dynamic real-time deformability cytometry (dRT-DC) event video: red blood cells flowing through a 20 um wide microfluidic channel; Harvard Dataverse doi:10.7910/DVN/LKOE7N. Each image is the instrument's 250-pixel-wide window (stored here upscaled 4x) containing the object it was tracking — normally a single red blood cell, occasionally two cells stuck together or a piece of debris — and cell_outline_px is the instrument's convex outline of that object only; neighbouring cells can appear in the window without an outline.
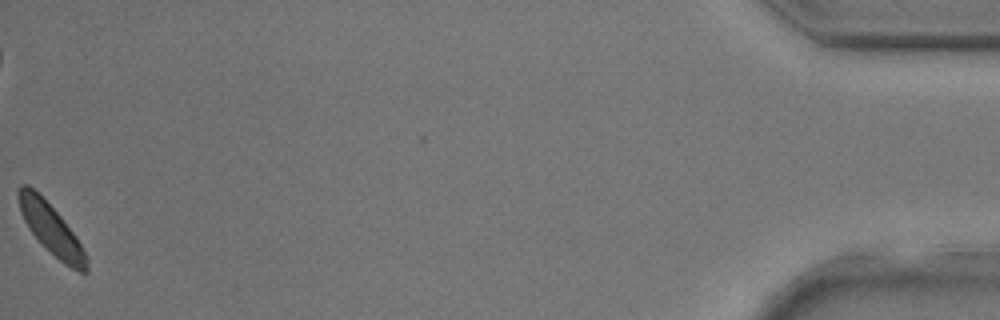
{"species": "common noctule bat (a hibernating species)", "species_latin": "Nyctalus noctula", "temperature_condition": "room temperature", "stored_images_in_passage": 33, "camera_frame_rate_fps": 3000, "um_per_image_px": 0.085, "animal": {"sex": "male", "body_mass_g": 17.9, "forearm_length_mm": 54.2}, "frame": {"image": 1, "passage_image": 33, "time_ms": 10.667, "image_size_px": [1000, 320], "cell_outline_px": [[88, 272], [80, 272], [64, 264], [28, 228], [20, 212], [16, 196], [16, 188], [20, 184], [28, 184], [60, 216], [72, 232], [80, 244], [88, 260]], "centroid_in_image_um": [4.3, 19.43], "position_along_channel_um": 430.9, "area_um2": 19.31}}